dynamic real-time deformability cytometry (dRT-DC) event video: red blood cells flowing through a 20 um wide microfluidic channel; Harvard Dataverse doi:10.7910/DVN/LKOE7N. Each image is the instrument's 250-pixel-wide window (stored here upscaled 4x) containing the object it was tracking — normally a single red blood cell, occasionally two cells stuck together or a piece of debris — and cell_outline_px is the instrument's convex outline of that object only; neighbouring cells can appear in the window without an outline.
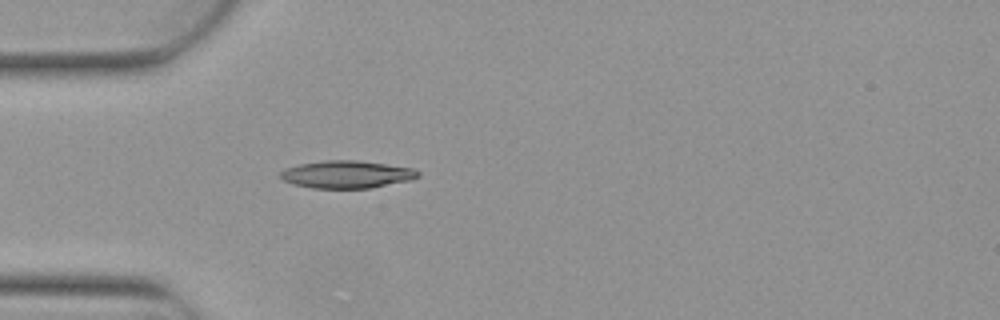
{"species": "Egyptian fruit bat (a non-hibernating species)", "species_latin": "Rousettus aegyptiacus", "temperature_condition": "warm", "stored_images_in_passage": 3, "camera_frame_rate_fps": 3000, "um_per_image_px": 0.085, "animal": {"sex": "female"}, "frame": {"image": 1, "passage_image": 3, "time_ms": 0.667, "image_size_px": [1000, 320], "cell_outline_px": [[420, 176], [412, 180], [368, 188], [312, 188], [292, 184], [284, 180], [280, 176], [280, 172], [284, 168], [300, 164], [324, 160], [356, 160], [412, 168], [420, 172]], "centroid_in_image_um": [29.46, 14.82], "position_along_channel_um": 55.5, "area_um2": 22.02}}